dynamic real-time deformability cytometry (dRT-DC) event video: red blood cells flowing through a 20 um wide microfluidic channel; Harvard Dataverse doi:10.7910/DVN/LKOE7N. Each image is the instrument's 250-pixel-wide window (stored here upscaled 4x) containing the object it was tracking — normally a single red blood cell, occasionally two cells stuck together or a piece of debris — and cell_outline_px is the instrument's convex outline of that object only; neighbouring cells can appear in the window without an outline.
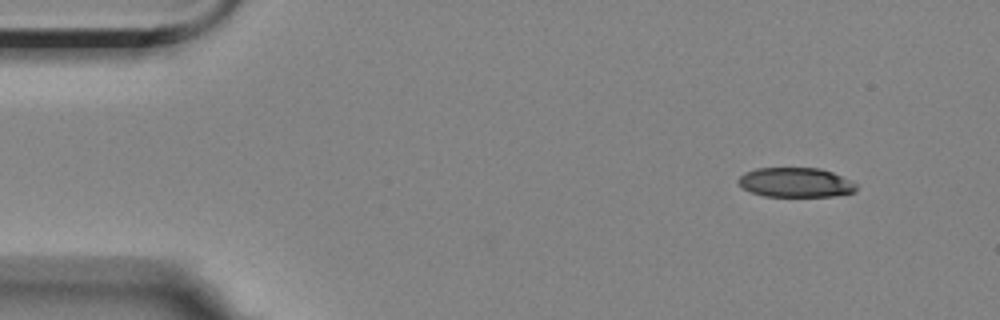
{"species": "Egyptian fruit bat (a non-hibernating species)", "species_latin": "Rousettus aegyptiacus", "temperature_condition": "room temperature", "stored_images_in_passage": 52, "camera_frame_rate_fps": 3000, "um_per_image_px": 0.085, "animal": {"sex": "female"}, "frame": {"image": 1, "passage_image": 1, "time_ms": 0.0, "image_size_px": [1000, 320], "cell_outline_px": [[856, 192], [832, 196], [764, 196], [752, 192], [744, 188], [736, 180], [744, 172], [756, 168], [820, 168], [832, 172], [856, 184]], "centroid_in_image_um": [67.6, 15.5], "position_along_channel_um": 17.4, "area_um2": 20.17}}
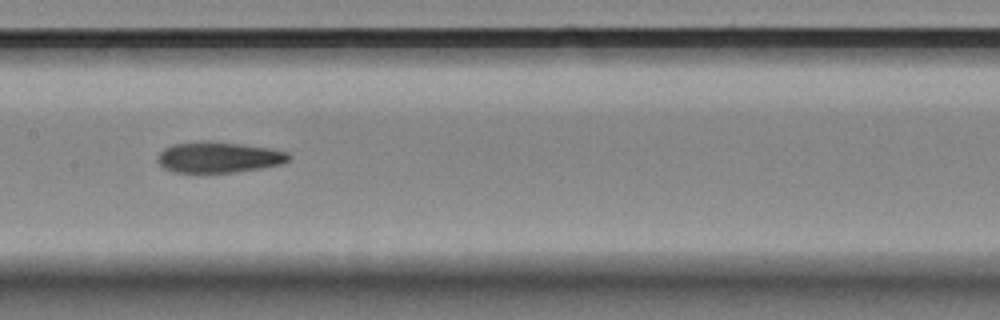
{"frame": {"image": 2, "passage_image": 23, "time_ms": 7.333, "image_size_px": [1000, 320], "cell_outline_px": [[288, 160], [280, 164], [260, 168], [232, 172], [172, 172], [164, 168], [156, 160], [156, 156], [164, 148], [172, 144], [240, 144], [268, 148], [288, 152]], "centroid_in_image_um": [18.55, 13.41], "position_along_channel_um": 188.8, "area_um2": 22.43}}
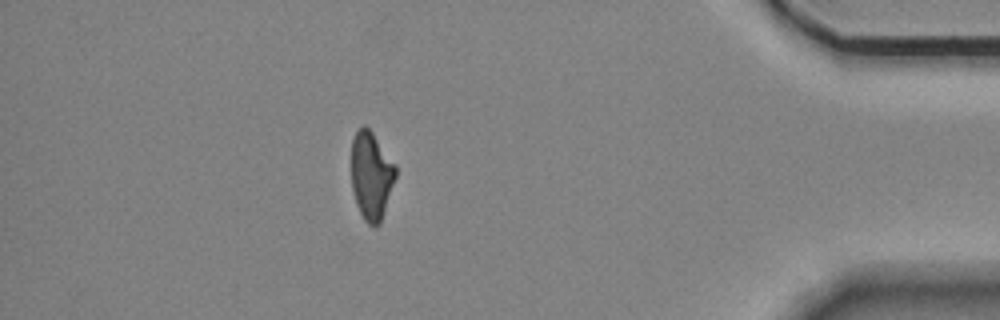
{"frame": {"image": 3, "passage_image": 45, "time_ms": 14.667, "image_size_px": [1000, 320], "cell_outline_px": [[396, 176], [380, 224], [368, 224], [364, 220], [356, 204], [352, 188], [352, 140], [356, 132], [364, 124], [372, 132], [396, 164]], "centroid_in_image_um": [31.56, 14.91], "position_along_channel_um": 403.6, "area_um2": 22.48}, "authors_computed_cell_mechanics": {"area_um2": 23.4957, "velocity_mm_per_s": 3.5304, "shape_relaxation_time_tau1_ms": null, "shape_relaxation_time_tau2_ms": 6.2624, "deformation_change_tau1": null, "deformation_change_tau2": 0.1431}}